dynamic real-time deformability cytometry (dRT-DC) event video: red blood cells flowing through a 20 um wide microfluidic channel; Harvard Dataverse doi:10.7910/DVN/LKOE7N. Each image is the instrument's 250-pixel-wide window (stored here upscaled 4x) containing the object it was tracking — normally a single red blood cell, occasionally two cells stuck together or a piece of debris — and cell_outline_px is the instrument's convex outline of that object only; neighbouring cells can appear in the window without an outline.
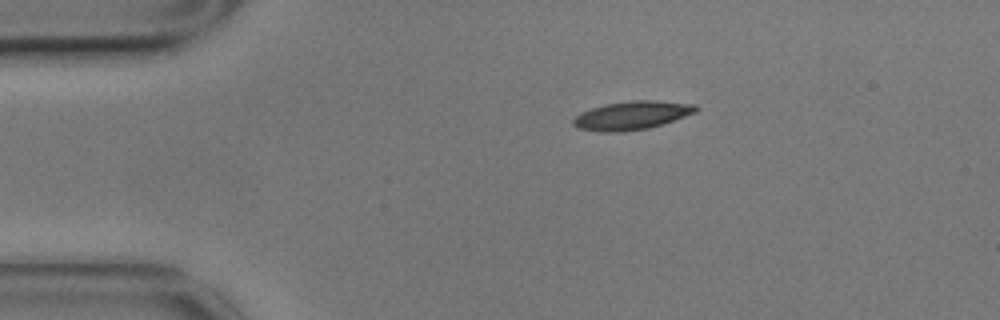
{"species": "common noctule bat (a hibernating species)", "species_latin": "Nyctalus noctula", "temperature_condition": "cold", "stored_images_in_passage": 47, "camera_frame_rate_fps": 3000, "um_per_image_px": 0.085, "animal": {"sex": "male", "body_mass_g": 17.9}, "frame": {"image": 1, "passage_image": 1, "time_ms": 0.0, "image_size_px": [1000, 320], "cell_outline_px": [[700, 108], [696, 112], [648, 128], [624, 132], [600, 132], [580, 128], [572, 124], [572, 120], [580, 112], [592, 108], [608, 104], [632, 100], [656, 100], [696, 104]], "centroid_in_image_um": [53.71, 9.8], "position_along_channel_um": 31.3, "area_um2": 20.23}}
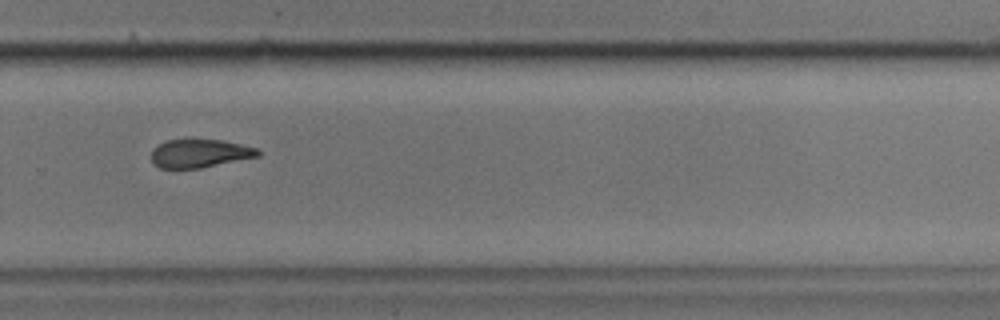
{"frame": {"image": 2, "passage_image": 29, "time_ms": 9.333, "image_size_px": [1000, 320], "cell_outline_px": [[260, 156], [200, 168], [160, 168], [152, 164], [152, 148], [168, 140], [188, 136], [220, 140], [240, 144], [256, 148], [260, 152]], "centroid_in_image_um": [16.93, 13.0], "position_along_channel_um": 312.9, "area_um2": 18.15}}
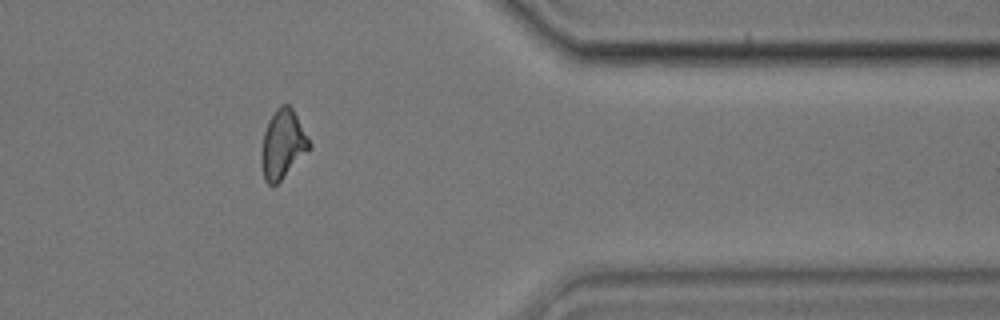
{"frame": {"image": 3, "passage_image": 37, "time_ms": 12.0, "image_size_px": [1000, 320], "cell_outline_px": [[312, 148], [272, 188], [264, 180], [260, 160], [260, 152], [264, 132], [268, 120], [276, 108], [280, 104], [288, 104], [292, 108], [312, 144]], "centroid_in_image_um": [24.01, 12.28], "position_along_channel_um": 387.4, "area_um2": 19.42}, "authors_computed_cell_mechanics": {"area_um2": 19.4208, "velocity_mm_per_s": 3.4856, "shape_relaxation_time_tau1_ms": 4.1151, "shape_relaxation_time_tau2_ms": 6.6276, "deformation_change_tau1": 0.1341, "deformation_change_tau2": 0.1571}}